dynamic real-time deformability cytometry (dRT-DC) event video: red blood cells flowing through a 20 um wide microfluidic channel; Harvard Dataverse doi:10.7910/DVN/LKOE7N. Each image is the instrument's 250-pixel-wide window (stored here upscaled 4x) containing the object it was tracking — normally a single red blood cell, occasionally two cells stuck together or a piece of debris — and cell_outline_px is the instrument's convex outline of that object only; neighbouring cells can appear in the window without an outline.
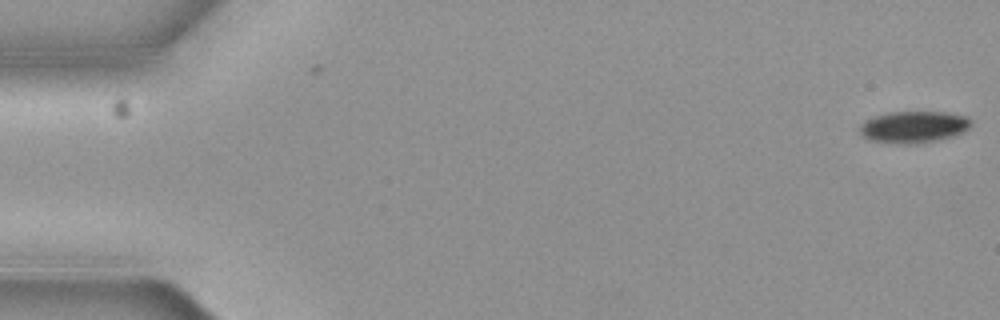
{"species": "common noctule bat (a hibernating species)", "species_latin": "Nyctalus noctula", "temperature_condition": "cold", "stored_images_in_passage": 6, "camera_frame_rate_fps": 3000, "um_per_image_px": 0.085, "animal": {"sex": "female", "body_mass_g": 19.3, "forearm_length_mm": 54.1}, "frame": {"image": 1, "passage_image": 1, "time_ms": 0.0, "image_size_px": [1000, 320], "cell_outline_px": [[972, 124], [968, 128], [952, 136], [936, 140], [912, 144], [900, 144], [868, 140], [860, 132], [860, 128], [868, 120], [876, 116], [888, 112], [948, 112], [968, 116], [972, 120]], "centroid_in_image_um": [77.7, 10.78], "position_along_channel_um": 7.3, "area_um2": 20.35}}
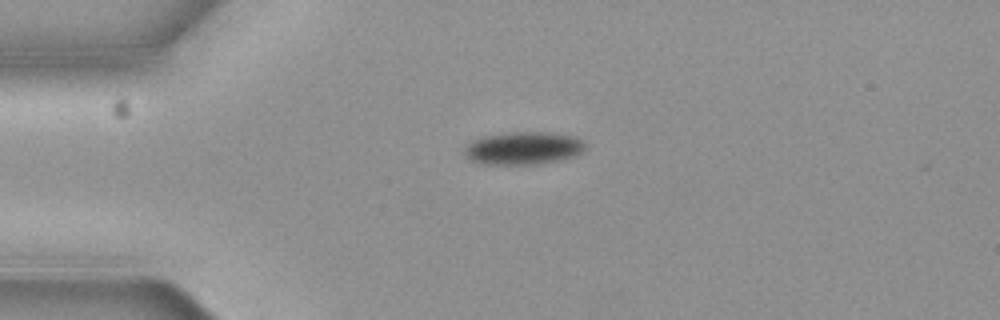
{"frame": {"image": 2, "passage_image": 5, "time_ms": 1.333, "image_size_px": [1000, 320], "cell_outline_px": [[584, 148], [576, 156], [560, 160], [540, 164], [480, 164], [472, 160], [464, 152], [468, 144], [484, 136], [512, 132], [544, 132], [572, 136], [580, 140], [584, 144]], "centroid_in_image_um": [44.49, 12.61], "position_along_channel_um": 40.5, "area_um2": 22.66}}